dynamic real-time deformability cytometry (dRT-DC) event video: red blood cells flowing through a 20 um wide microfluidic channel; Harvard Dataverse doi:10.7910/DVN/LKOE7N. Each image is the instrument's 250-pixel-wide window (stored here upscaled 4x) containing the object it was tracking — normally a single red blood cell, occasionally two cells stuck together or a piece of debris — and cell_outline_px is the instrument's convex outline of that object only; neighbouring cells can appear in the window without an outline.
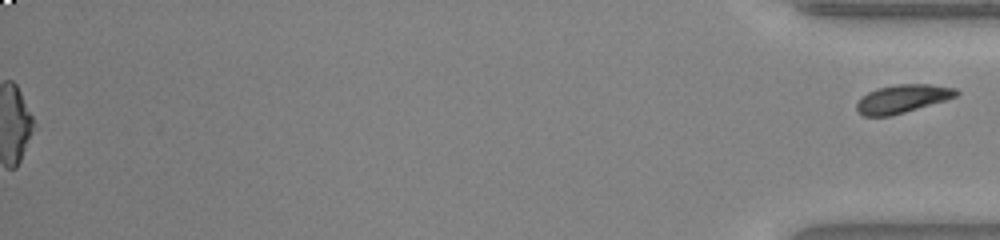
{"species": "common noctule bat (a hibernating species)", "species_latin": "Nyctalus noctula", "temperature_condition": "warm", "stored_images_in_passage": 52, "segment_of_instrument_passage": [2, 2], "camera_frame_rate_fps": 3000, "um_per_image_px": 0.085, "animal": {"sex": "male", "body_mass_g": 20.0, "forearm_length_mm": 53.3}, "frame": {"image": 1, "passage_image": 52, "time_ms": 17.0, "image_size_px": [1000, 240], "cell_outline_px": [[960, 92], [956, 96], [944, 100], [904, 112], [888, 116], [864, 116], [856, 108], [856, 104], [868, 92], [876, 88], [896, 84], [928, 84], [956, 88]], "centroid_in_image_um": [76.71, 8.38], "position_along_channel_um": 358.5, "area_um2": 16.07}}